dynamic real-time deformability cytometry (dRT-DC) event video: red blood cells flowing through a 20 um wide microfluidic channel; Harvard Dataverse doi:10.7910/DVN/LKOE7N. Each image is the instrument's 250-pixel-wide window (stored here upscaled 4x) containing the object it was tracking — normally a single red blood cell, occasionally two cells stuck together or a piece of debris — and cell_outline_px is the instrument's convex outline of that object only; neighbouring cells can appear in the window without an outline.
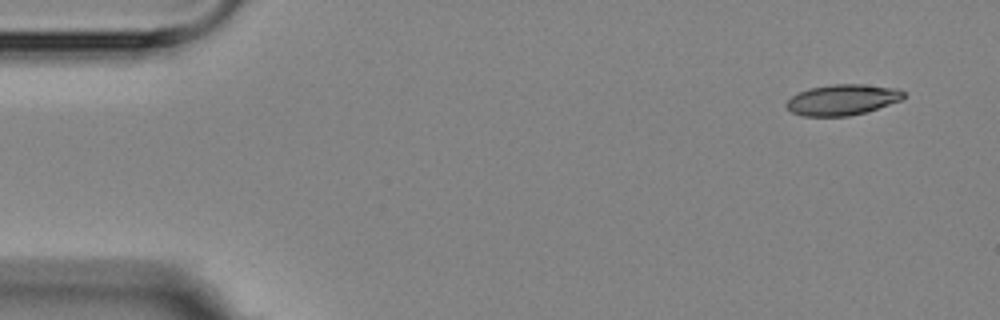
{"species": "Egyptian fruit bat (a non-hibernating species)", "species_latin": "Rousettus aegyptiacus", "temperature_condition": "room temperature", "stored_images_in_passage": 5, "camera_frame_rate_fps": 3000, "um_per_image_px": 0.085, "animal": {"sex": "female"}, "frame": {"image": 1, "passage_image": 1, "time_ms": 0.0, "image_size_px": [1000, 320], "cell_outline_px": [[904, 96], [900, 100], [864, 112], [848, 116], [804, 116], [792, 112], [784, 104], [792, 96], [808, 88], [832, 84], [864, 84], [900, 88], [904, 92]], "centroid_in_image_um": [71.59, 8.46], "position_along_channel_um": 13.4, "area_um2": 20.87}}
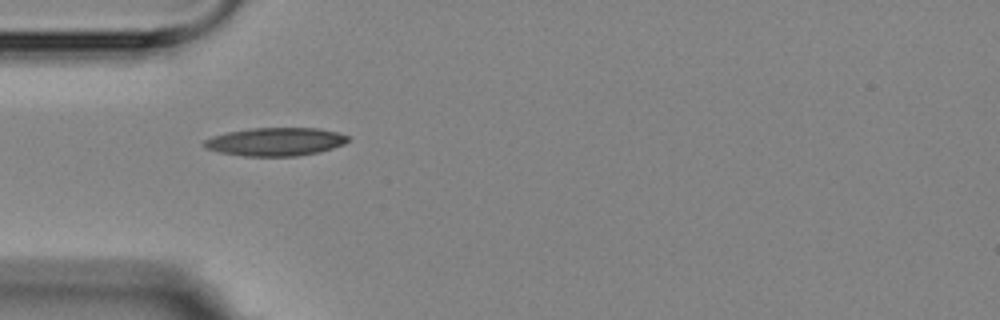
{"frame": {"image": 2, "passage_image": 4, "time_ms": 4.333, "image_size_px": [1000, 320], "cell_outline_px": [[348, 140], [344, 144], [320, 152], [296, 156], [244, 156], [220, 152], [208, 148], [200, 144], [204, 140], [212, 136], [228, 132], [252, 128], [320, 128], [336, 132], [348, 136]], "centroid_in_image_um": [23.41, 12.04], "position_along_channel_um": 61.6, "area_um2": 23.58}}
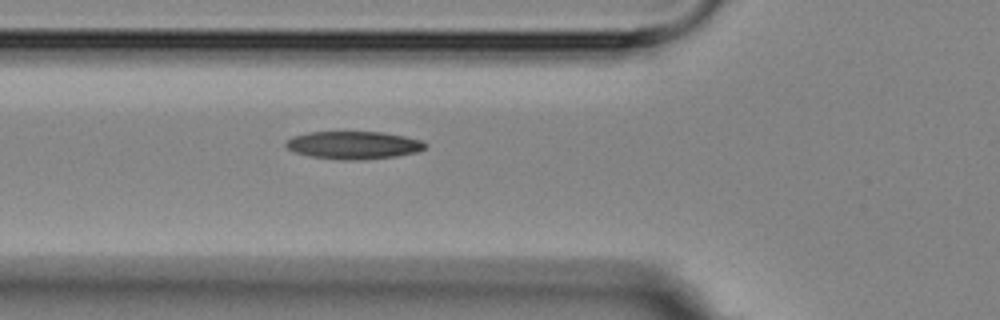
{"frame": {"image": 3, "passage_image": 5, "time_ms": 5.333, "image_size_px": [1000, 320], "cell_outline_px": [[428, 144], [424, 148], [416, 152], [396, 156], [364, 160], [344, 160], [312, 156], [296, 152], [288, 148], [284, 144], [292, 136], [308, 132], [380, 132], [404, 136], [420, 140]], "centroid_in_image_um": [30.06, 12.33], "position_along_channel_um": 95.7, "area_um2": 22.37}}